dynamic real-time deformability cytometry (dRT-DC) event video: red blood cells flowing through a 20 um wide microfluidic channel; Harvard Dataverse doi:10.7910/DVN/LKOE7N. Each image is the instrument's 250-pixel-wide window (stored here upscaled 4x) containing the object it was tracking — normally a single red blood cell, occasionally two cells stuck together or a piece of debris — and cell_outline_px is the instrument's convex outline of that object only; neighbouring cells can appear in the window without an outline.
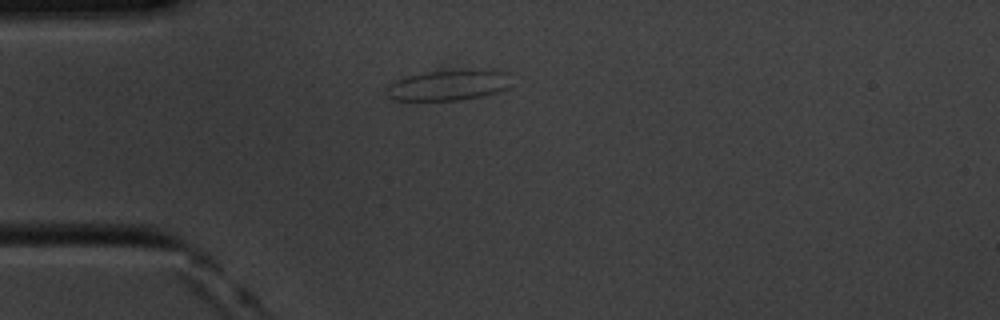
{"species": "common noctule bat (a hibernating species)", "species_latin": "Nyctalus noctula", "temperature_condition": "cold", "stored_images_in_passage": 8, "camera_frame_rate_fps": 3000, "um_per_image_px": 0.085, "animal": {"sex": "male", "body_mass_g": 20.1, "forearm_length_mm": 53.5}, "frame": {"image": 1, "passage_image": 1, "time_ms": 0.0, "image_size_px": [1000, 320], "cell_outline_px": [[508, 88], [484, 96], [460, 100], [396, 100], [388, 96], [388, 84], [396, 80], [436, 64], [508, 72]], "centroid_in_image_um": [38.08, 7.13], "position_along_channel_um": 46.9, "area_um2": 23.93}}
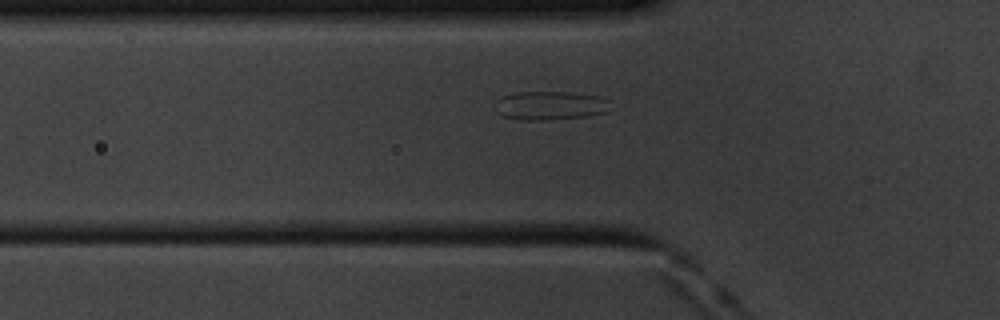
{"frame": {"image": 2, "passage_image": 5, "time_ms": 1.333, "image_size_px": [1000, 320], "cell_outline_px": [[612, 100], [608, 112], [588, 116], [544, 120], [520, 120], [504, 116], [496, 112], [492, 104], [500, 96], [516, 92], [568, 92], [600, 96]], "centroid_in_image_um": [46.75, 8.96], "position_along_channel_um": 79.0, "area_um2": 19.77}}